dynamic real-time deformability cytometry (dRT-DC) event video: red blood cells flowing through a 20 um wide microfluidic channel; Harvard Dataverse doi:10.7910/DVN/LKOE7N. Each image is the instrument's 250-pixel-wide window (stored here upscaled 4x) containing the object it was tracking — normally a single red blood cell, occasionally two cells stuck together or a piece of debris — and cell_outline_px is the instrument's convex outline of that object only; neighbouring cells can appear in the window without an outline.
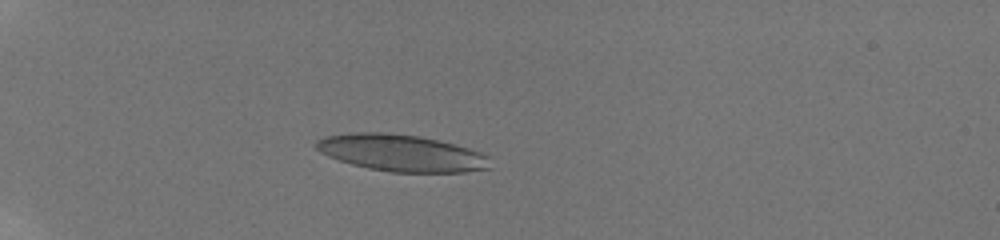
{"species": "human", "species_latin": "Homo sapiens", "temperature_condition": "room temperature", "stored_images_in_passage": 7, "camera_frame_rate_fps": 3000, "um_per_image_px": 0.085, "donor": {"sex": "male"}, "frame": {"image": 1, "passage_image": 5, "time_ms": 4.667, "image_size_px": [1000, 240], "cell_outline_px": [[488, 168], [464, 172], [392, 172], [368, 168], [352, 164], [328, 156], [320, 152], [316, 148], [316, 140], [324, 136], [352, 132], [380, 132], [420, 136], [468, 148], [480, 152], [488, 156]], "centroid_in_image_um": [34.06, 12.99], "position_along_channel_um": 50.9, "area_um2": 36.93}}
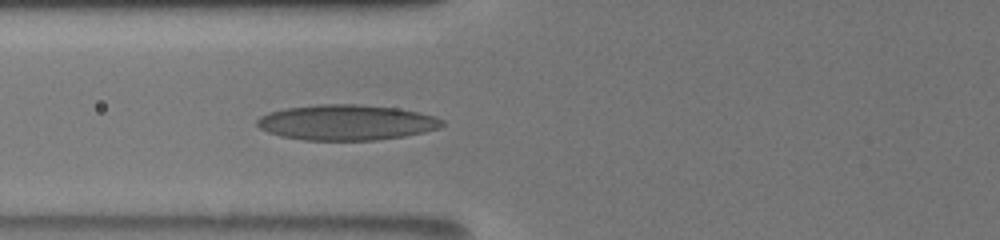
{"frame": {"image": 2, "passage_image": 7, "time_ms": 7.0, "image_size_px": [1000, 240], "cell_outline_px": [[444, 124], [440, 128], [424, 132], [404, 136], [376, 140], [304, 140], [280, 136], [268, 132], [260, 128], [256, 124], [256, 120], [260, 116], [268, 112], [288, 108], [316, 104], [360, 104], [396, 108], [436, 116], [444, 120]], "centroid_in_image_um": [29.44, 10.41], "position_along_channel_um": 96.4, "area_um2": 38.32}}